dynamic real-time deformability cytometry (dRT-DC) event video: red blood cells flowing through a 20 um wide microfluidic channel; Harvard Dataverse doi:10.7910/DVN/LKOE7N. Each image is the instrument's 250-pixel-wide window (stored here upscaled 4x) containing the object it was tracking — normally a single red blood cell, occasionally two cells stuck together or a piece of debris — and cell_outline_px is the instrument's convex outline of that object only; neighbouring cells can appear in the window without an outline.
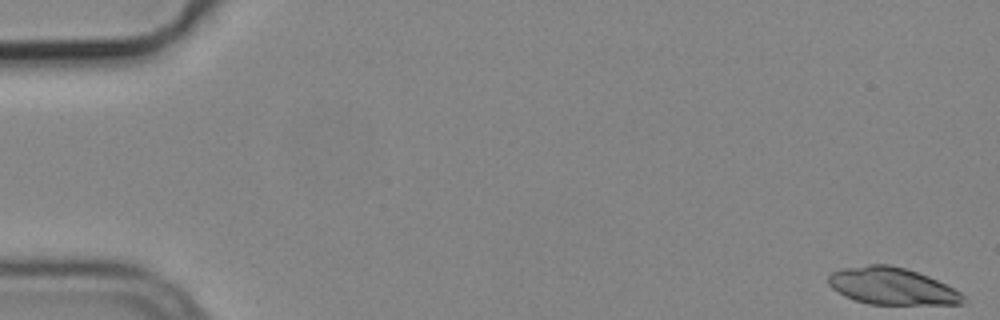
{"species": "common noctule bat (a hibernating species)", "species_latin": "Nyctalus noctula", "temperature_condition": "cold", "stored_images_in_passage": 4, "camera_frame_rate_fps": 3000, "um_per_image_px": 0.085, "animal": {"sex": "male", "body_mass_g": 19.2, "forearm_length_mm": 51.8}, "frame": {"image": 1, "passage_image": 1, "time_ms": 0.0, "image_size_px": [1000, 320], "cell_outline_px": [[964, 304], [868, 304], [844, 296], [832, 288], [828, 284], [828, 276], [832, 272], [844, 268], [868, 264], [888, 264], [904, 268], [928, 276], [960, 292], [964, 296]], "centroid_in_image_um": [75.78, 24.32], "position_along_channel_um": 9.2, "area_um2": 28.78}}